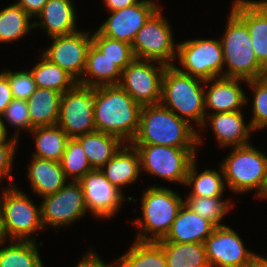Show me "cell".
Listing matches in <instances>:
<instances>
[{
	"mask_svg": "<svg viewBox=\"0 0 267 267\" xmlns=\"http://www.w3.org/2000/svg\"><path fill=\"white\" fill-rule=\"evenodd\" d=\"M159 7L137 32L131 44L135 58L154 60L167 66L174 65L177 44L169 24Z\"/></svg>",
	"mask_w": 267,
	"mask_h": 267,
	"instance_id": "9",
	"label": "cell"
},
{
	"mask_svg": "<svg viewBox=\"0 0 267 267\" xmlns=\"http://www.w3.org/2000/svg\"><path fill=\"white\" fill-rule=\"evenodd\" d=\"M61 97L62 93L58 91L36 88L27 100L31 130L34 127L57 124Z\"/></svg>",
	"mask_w": 267,
	"mask_h": 267,
	"instance_id": "26",
	"label": "cell"
},
{
	"mask_svg": "<svg viewBox=\"0 0 267 267\" xmlns=\"http://www.w3.org/2000/svg\"><path fill=\"white\" fill-rule=\"evenodd\" d=\"M29 134L34 137L36 148L31 156L61 161L69 137L57 124L34 127Z\"/></svg>",
	"mask_w": 267,
	"mask_h": 267,
	"instance_id": "29",
	"label": "cell"
},
{
	"mask_svg": "<svg viewBox=\"0 0 267 267\" xmlns=\"http://www.w3.org/2000/svg\"><path fill=\"white\" fill-rule=\"evenodd\" d=\"M48 0H18L15 2L19 5L31 18L36 17L42 10Z\"/></svg>",
	"mask_w": 267,
	"mask_h": 267,
	"instance_id": "44",
	"label": "cell"
},
{
	"mask_svg": "<svg viewBox=\"0 0 267 267\" xmlns=\"http://www.w3.org/2000/svg\"><path fill=\"white\" fill-rule=\"evenodd\" d=\"M184 204L192 211L200 215L201 217L212 222L216 227L224 226L221 221L226 214L229 213L231 203L229 200H224L223 197H198L187 196L184 200Z\"/></svg>",
	"mask_w": 267,
	"mask_h": 267,
	"instance_id": "35",
	"label": "cell"
},
{
	"mask_svg": "<svg viewBox=\"0 0 267 267\" xmlns=\"http://www.w3.org/2000/svg\"><path fill=\"white\" fill-rule=\"evenodd\" d=\"M42 199L40 206L44 229L52 226L57 232L61 226L68 227L88 213L78 181L70 180L59 191Z\"/></svg>",
	"mask_w": 267,
	"mask_h": 267,
	"instance_id": "13",
	"label": "cell"
},
{
	"mask_svg": "<svg viewBox=\"0 0 267 267\" xmlns=\"http://www.w3.org/2000/svg\"><path fill=\"white\" fill-rule=\"evenodd\" d=\"M39 59L40 61L30 69L37 88H47L64 94L77 84L70 74L43 55Z\"/></svg>",
	"mask_w": 267,
	"mask_h": 267,
	"instance_id": "33",
	"label": "cell"
},
{
	"mask_svg": "<svg viewBox=\"0 0 267 267\" xmlns=\"http://www.w3.org/2000/svg\"><path fill=\"white\" fill-rule=\"evenodd\" d=\"M66 178L79 181L93 168L90 165L81 143L76 138H69L60 161Z\"/></svg>",
	"mask_w": 267,
	"mask_h": 267,
	"instance_id": "36",
	"label": "cell"
},
{
	"mask_svg": "<svg viewBox=\"0 0 267 267\" xmlns=\"http://www.w3.org/2000/svg\"><path fill=\"white\" fill-rule=\"evenodd\" d=\"M2 73L8 78L12 96L14 99L28 100L35 92L36 83L30 70L11 71L3 70Z\"/></svg>",
	"mask_w": 267,
	"mask_h": 267,
	"instance_id": "39",
	"label": "cell"
},
{
	"mask_svg": "<svg viewBox=\"0 0 267 267\" xmlns=\"http://www.w3.org/2000/svg\"><path fill=\"white\" fill-rule=\"evenodd\" d=\"M26 177L40 198L59 191L68 181L60 162L31 156Z\"/></svg>",
	"mask_w": 267,
	"mask_h": 267,
	"instance_id": "24",
	"label": "cell"
},
{
	"mask_svg": "<svg viewBox=\"0 0 267 267\" xmlns=\"http://www.w3.org/2000/svg\"><path fill=\"white\" fill-rule=\"evenodd\" d=\"M13 99L8 78L0 72V116Z\"/></svg>",
	"mask_w": 267,
	"mask_h": 267,
	"instance_id": "43",
	"label": "cell"
},
{
	"mask_svg": "<svg viewBox=\"0 0 267 267\" xmlns=\"http://www.w3.org/2000/svg\"><path fill=\"white\" fill-rule=\"evenodd\" d=\"M94 88L76 84L62 94L57 125L69 138L97 130L94 121Z\"/></svg>",
	"mask_w": 267,
	"mask_h": 267,
	"instance_id": "12",
	"label": "cell"
},
{
	"mask_svg": "<svg viewBox=\"0 0 267 267\" xmlns=\"http://www.w3.org/2000/svg\"><path fill=\"white\" fill-rule=\"evenodd\" d=\"M253 92L252 117L249 123L254 131L267 127V87L258 79H251L247 82Z\"/></svg>",
	"mask_w": 267,
	"mask_h": 267,
	"instance_id": "38",
	"label": "cell"
},
{
	"mask_svg": "<svg viewBox=\"0 0 267 267\" xmlns=\"http://www.w3.org/2000/svg\"><path fill=\"white\" fill-rule=\"evenodd\" d=\"M243 82L247 83L248 80L232 77L205 80V85H209L208 89L205 88V114L243 111L241 108L249 103L241 87Z\"/></svg>",
	"mask_w": 267,
	"mask_h": 267,
	"instance_id": "18",
	"label": "cell"
},
{
	"mask_svg": "<svg viewBox=\"0 0 267 267\" xmlns=\"http://www.w3.org/2000/svg\"><path fill=\"white\" fill-rule=\"evenodd\" d=\"M155 0H139L137 3L120 10L109 12L111 15L98 27L104 35L132 44L137 32L149 17L160 7Z\"/></svg>",
	"mask_w": 267,
	"mask_h": 267,
	"instance_id": "17",
	"label": "cell"
},
{
	"mask_svg": "<svg viewBox=\"0 0 267 267\" xmlns=\"http://www.w3.org/2000/svg\"><path fill=\"white\" fill-rule=\"evenodd\" d=\"M158 243L163 247L167 267H210L204 243Z\"/></svg>",
	"mask_w": 267,
	"mask_h": 267,
	"instance_id": "32",
	"label": "cell"
},
{
	"mask_svg": "<svg viewBox=\"0 0 267 267\" xmlns=\"http://www.w3.org/2000/svg\"><path fill=\"white\" fill-rule=\"evenodd\" d=\"M92 43L122 71L135 58L130 44L104 36L98 30L92 34Z\"/></svg>",
	"mask_w": 267,
	"mask_h": 267,
	"instance_id": "37",
	"label": "cell"
},
{
	"mask_svg": "<svg viewBox=\"0 0 267 267\" xmlns=\"http://www.w3.org/2000/svg\"><path fill=\"white\" fill-rule=\"evenodd\" d=\"M1 190V226L5 240L8 238V240L36 241L34 234L44 228L41 221V206L36 205L16 185Z\"/></svg>",
	"mask_w": 267,
	"mask_h": 267,
	"instance_id": "7",
	"label": "cell"
},
{
	"mask_svg": "<svg viewBox=\"0 0 267 267\" xmlns=\"http://www.w3.org/2000/svg\"><path fill=\"white\" fill-rule=\"evenodd\" d=\"M122 70L93 43L87 52L86 67L79 85L88 87L118 85ZM84 76V77H83Z\"/></svg>",
	"mask_w": 267,
	"mask_h": 267,
	"instance_id": "25",
	"label": "cell"
},
{
	"mask_svg": "<svg viewBox=\"0 0 267 267\" xmlns=\"http://www.w3.org/2000/svg\"><path fill=\"white\" fill-rule=\"evenodd\" d=\"M1 117L6 130L8 129L6 125L10 124V127H16L15 129L18 131H31V122L26 100L13 99L6 107Z\"/></svg>",
	"mask_w": 267,
	"mask_h": 267,
	"instance_id": "40",
	"label": "cell"
},
{
	"mask_svg": "<svg viewBox=\"0 0 267 267\" xmlns=\"http://www.w3.org/2000/svg\"><path fill=\"white\" fill-rule=\"evenodd\" d=\"M241 267H261V264L255 258H253L249 263L244 264Z\"/></svg>",
	"mask_w": 267,
	"mask_h": 267,
	"instance_id": "49",
	"label": "cell"
},
{
	"mask_svg": "<svg viewBox=\"0 0 267 267\" xmlns=\"http://www.w3.org/2000/svg\"><path fill=\"white\" fill-rule=\"evenodd\" d=\"M76 14L72 0H48L35 17L40 21H34V28H43L49 38L72 34L78 31Z\"/></svg>",
	"mask_w": 267,
	"mask_h": 267,
	"instance_id": "21",
	"label": "cell"
},
{
	"mask_svg": "<svg viewBox=\"0 0 267 267\" xmlns=\"http://www.w3.org/2000/svg\"><path fill=\"white\" fill-rule=\"evenodd\" d=\"M194 128L161 103L143 105L139 128L130 144L197 148L203 142Z\"/></svg>",
	"mask_w": 267,
	"mask_h": 267,
	"instance_id": "2",
	"label": "cell"
},
{
	"mask_svg": "<svg viewBox=\"0 0 267 267\" xmlns=\"http://www.w3.org/2000/svg\"><path fill=\"white\" fill-rule=\"evenodd\" d=\"M196 164L195 157L189 165L184 185L192 187L188 196L224 197L223 193L225 194L227 187L220 164L218 168L220 171L205 169L200 173H198Z\"/></svg>",
	"mask_w": 267,
	"mask_h": 267,
	"instance_id": "28",
	"label": "cell"
},
{
	"mask_svg": "<svg viewBox=\"0 0 267 267\" xmlns=\"http://www.w3.org/2000/svg\"><path fill=\"white\" fill-rule=\"evenodd\" d=\"M5 241L4 234L2 231V226H1V212H0V242Z\"/></svg>",
	"mask_w": 267,
	"mask_h": 267,
	"instance_id": "50",
	"label": "cell"
},
{
	"mask_svg": "<svg viewBox=\"0 0 267 267\" xmlns=\"http://www.w3.org/2000/svg\"><path fill=\"white\" fill-rule=\"evenodd\" d=\"M221 40L224 77L257 79L263 66L253 50L247 24L230 9ZM227 65V66H226Z\"/></svg>",
	"mask_w": 267,
	"mask_h": 267,
	"instance_id": "6",
	"label": "cell"
},
{
	"mask_svg": "<svg viewBox=\"0 0 267 267\" xmlns=\"http://www.w3.org/2000/svg\"><path fill=\"white\" fill-rule=\"evenodd\" d=\"M94 121L97 131L130 144L138 128L142 105L119 85L94 87Z\"/></svg>",
	"mask_w": 267,
	"mask_h": 267,
	"instance_id": "1",
	"label": "cell"
},
{
	"mask_svg": "<svg viewBox=\"0 0 267 267\" xmlns=\"http://www.w3.org/2000/svg\"><path fill=\"white\" fill-rule=\"evenodd\" d=\"M231 5V9L248 26L259 63L267 66V0H234Z\"/></svg>",
	"mask_w": 267,
	"mask_h": 267,
	"instance_id": "19",
	"label": "cell"
},
{
	"mask_svg": "<svg viewBox=\"0 0 267 267\" xmlns=\"http://www.w3.org/2000/svg\"><path fill=\"white\" fill-rule=\"evenodd\" d=\"M166 67L158 61L134 58L123 69L118 85L142 106L159 104Z\"/></svg>",
	"mask_w": 267,
	"mask_h": 267,
	"instance_id": "11",
	"label": "cell"
},
{
	"mask_svg": "<svg viewBox=\"0 0 267 267\" xmlns=\"http://www.w3.org/2000/svg\"><path fill=\"white\" fill-rule=\"evenodd\" d=\"M82 257L83 258H80L81 260L75 267H117L115 262H112L113 264L104 262V260L100 258L101 256L96 254L94 250L85 253Z\"/></svg>",
	"mask_w": 267,
	"mask_h": 267,
	"instance_id": "42",
	"label": "cell"
},
{
	"mask_svg": "<svg viewBox=\"0 0 267 267\" xmlns=\"http://www.w3.org/2000/svg\"><path fill=\"white\" fill-rule=\"evenodd\" d=\"M76 139L81 143L93 169L104 166L125 144L118 137L97 130Z\"/></svg>",
	"mask_w": 267,
	"mask_h": 267,
	"instance_id": "27",
	"label": "cell"
},
{
	"mask_svg": "<svg viewBox=\"0 0 267 267\" xmlns=\"http://www.w3.org/2000/svg\"><path fill=\"white\" fill-rule=\"evenodd\" d=\"M204 246L210 267H241L256 254L249 251L240 235L227 225L215 227Z\"/></svg>",
	"mask_w": 267,
	"mask_h": 267,
	"instance_id": "15",
	"label": "cell"
},
{
	"mask_svg": "<svg viewBox=\"0 0 267 267\" xmlns=\"http://www.w3.org/2000/svg\"><path fill=\"white\" fill-rule=\"evenodd\" d=\"M215 227L212 222L192 212L183 204L169 233L157 242L204 243Z\"/></svg>",
	"mask_w": 267,
	"mask_h": 267,
	"instance_id": "22",
	"label": "cell"
},
{
	"mask_svg": "<svg viewBox=\"0 0 267 267\" xmlns=\"http://www.w3.org/2000/svg\"><path fill=\"white\" fill-rule=\"evenodd\" d=\"M176 59L182 66H174L185 74L202 80L224 77L223 52L219 39H191L178 42Z\"/></svg>",
	"mask_w": 267,
	"mask_h": 267,
	"instance_id": "10",
	"label": "cell"
},
{
	"mask_svg": "<svg viewBox=\"0 0 267 267\" xmlns=\"http://www.w3.org/2000/svg\"><path fill=\"white\" fill-rule=\"evenodd\" d=\"M220 166L225 184L233 193L240 195L255 190L254 198L263 196L267 185V155L252 143L232 147Z\"/></svg>",
	"mask_w": 267,
	"mask_h": 267,
	"instance_id": "5",
	"label": "cell"
},
{
	"mask_svg": "<svg viewBox=\"0 0 267 267\" xmlns=\"http://www.w3.org/2000/svg\"><path fill=\"white\" fill-rule=\"evenodd\" d=\"M100 170L117 189L123 192V187L132 185L141 174L138 151L131 144H124Z\"/></svg>",
	"mask_w": 267,
	"mask_h": 267,
	"instance_id": "23",
	"label": "cell"
},
{
	"mask_svg": "<svg viewBox=\"0 0 267 267\" xmlns=\"http://www.w3.org/2000/svg\"><path fill=\"white\" fill-rule=\"evenodd\" d=\"M131 145L138 151L142 173L144 171L167 182L185 185L189 165L197 157V148Z\"/></svg>",
	"mask_w": 267,
	"mask_h": 267,
	"instance_id": "8",
	"label": "cell"
},
{
	"mask_svg": "<svg viewBox=\"0 0 267 267\" xmlns=\"http://www.w3.org/2000/svg\"><path fill=\"white\" fill-rule=\"evenodd\" d=\"M9 139L8 130L5 129L2 117L0 116V142H7Z\"/></svg>",
	"mask_w": 267,
	"mask_h": 267,
	"instance_id": "46",
	"label": "cell"
},
{
	"mask_svg": "<svg viewBox=\"0 0 267 267\" xmlns=\"http://www.w3.org/2000/svg\"><path fill=\"white\" fill-rule=\"evenodd\" d=\"M52 44L41 54L50 62L70 74L77 82L81 79L92 44L89 31L78 30L72 34L51 37Z\"/></svg>",
	"mask_w": 267,
	"mask_h": 267,
	"instance_id": "14",
	"label": "cell"
},
{
	"mask_svg": "<svg viewBox=\"0 0 267 267\" xmlns=\"http://www.w3.org/2000/svg\"><path fill=\"white\" fill-rule=\"evenodd\" d=\"M254 258L261 264V267H267V258L266 257H263V256L256 253Z\"/></svg>",
	"mask_w": 267,
	"mask_h": 267,
	"instance_id": "48",
	"label": "cell"
},
{
	"mask_svg": "<svg viewBox=\"0 0 267 267\" xmlns=\"http://www.w3.org/2000/svg\"><path fill=\"white\" fill-rule=\"evenodd\" d=\"M132 247L115 261L117 267H167L163 247L155 241L134 240Z\"/></svg>",
	"mask_w": 267,
	"mask_h": 267,
	"instance_id": "30",
	"label": "cell"
},
{
	"mask_svg": "<svg viewBox=\"0 0 267 267\" xmlns=\"http://www.w3.org/2000/svg\"><path fill=\"white\" fill-rule=\"evenodd\" d=\"M263 85L267 87V66H264L260 71L259 77L257 78Z\"/></svg>",
	"mask_w": 267,
	"mask_h": 267,
	"instance_id": "47",
	"label": "cell"
},
{
	"mask_svg": "<svg viewBox=\"0 0 267 267\" xmlns=\"http://www.w3.org/2000/svg\"><path fill=\"white\" fill-rule=\"evenodd\" d=\"M108 12L123 9L137 3L139 0H103Z\"/></svg>",
	"mask_w": 267,
	"mask_h": 267,
	"instance_id": "45",
	"label": "cell"
},
{
	"mask_svg": "<svg viewBox=\"0 0 267 267\" xmlns=\"http://www.w3.org/2000/svg\"><path fill=\"white\" fill-rule=\"evenodd\" d=\"M262 198H267V185H266L265 192H264L263 196L261 197V199Z\"/></svg>",
	"mask_w": 267,
	"mask_h": 267,
	"instance_id": "51",
	"label": "cell"
},
{
	"mask_svg": "<svg viewBox=\"0 0 267 267\" xmlns=\"http://www.w3.org/2000/svg\"><path fill=\"white\" fill-rule=\"evenodd\" d=\"M141 204L143 217L133 221L140 229L135 240L157 242L169 233L184 199L170 188L152 185L143 190Z\"/></svg>",
	"mask_w": 267,
	"mask_h": 267,
	"instance_id": "4",
	"label": "cell"
},
{
	"mask_svg": "<svg viewBox=\"0 0 267 267\" xmlns=\"http://www.w3.org/2000/svg\"><path fill=\"white\" fill-rule=\"evenodd\" d=\"M242 111L208 114L201 128L210 126L219 147H239L250 144L249 139L253 131L251 124L244 121Z\"/></svg>",
	"mask_w": 267,
	"mask_h": 267,
	"instance_id": "20",
	"label": "cell"
},
{
	"mask_svg": "<svg viewBox=\"0 0 267 267\" xmlns=\"http://www.w3.org/2000/svg\"><path fill=\"white\" fill-rule=\"evenodd\" d=\"M6 242H0V267H44L36 241Z\"/></svg>",
	"mask_w": 267,
	"mask_h": 267,
	"instance_id": "31",
	"label": "cell"
},
{
	"mask_svg": "<svg viewBox=\"0 0 267 267\" xmlns=\"http://www.w3.org/2000/svg\"><path fill=\"white\" fill-rule=\"evenodd\" d=\"M20 133L15 131V134L12 135L7 142H0V185L3 183V179H7L10 182L9 186L16 185L13 183V177L11 172L13 170V164L16 154V149L18 147V135Z\"/></svg>",
	"mask_w": 267,
	"mask_h": 267,
	"instance_id": "41",
	"label": "cell"
},
{
	"mask_svg": "<svg viewBox=\"0 0 267 267\" xmlns=\"http://www.w3.org/2000/svg\"><path fill=\"white\" fill-rule=\"evenodd\" d=\"M205 80L167 66L162 80L161 104L190 125L201 129L205 114Z\"/></svg>",
	"mask_w": 267,
	"mask_h": 267,
	"instance_id": "3",
	"label": "cell"
},
{
	"mask_svg": "<svg viewBox=\"0 0 267 267\" xmlns=\"http://www.w3.org/2000/svg\"><path fill=\"white\" fill-rule=\"evenodd\" d=\"M83 190L86 209L95 218L114 217L126 198L101 172L89 171L78 181Z\"/></svg>",
	"mask_w": 267,
	"mask_h": 267,
	"instance_id": "16",
	"label": "cell"
},
{
	"mask_svg": "<svg viewBox=\"0 0 267 267\" xmlns=\"http://www.w3.org/2000/svg\"><path fill=\"white\" fill-rule=\"evenodd\" d=\"M32 18L16 3L0 10V43L14 42L34 29Z\"/></svg>",
	"mask_w": 267,
	"mask_h": 267,
	"instance_id": "34",
	"label": "cell"
}]
</instances>
